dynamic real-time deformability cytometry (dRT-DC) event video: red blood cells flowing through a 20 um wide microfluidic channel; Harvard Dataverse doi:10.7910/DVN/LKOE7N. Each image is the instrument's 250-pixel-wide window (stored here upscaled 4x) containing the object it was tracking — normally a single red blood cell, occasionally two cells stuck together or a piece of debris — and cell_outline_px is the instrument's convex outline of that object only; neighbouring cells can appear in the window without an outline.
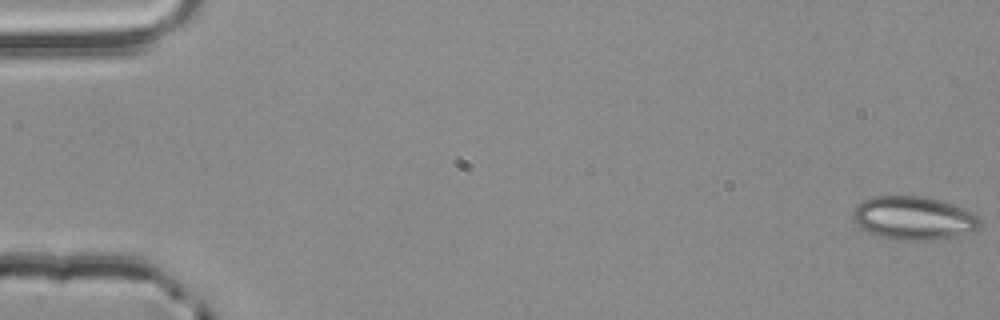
{"species": "common noctule bat (a hibernating species)", "species_latin": "Nyctalus noctula", "temperature_condition": "room temperature", "stored_images_in_passage": 55, "camera_frame_rate_fps": 3000, "um_per_image_px": 0.085, "animal": {"sex": "male", "body_mass_g": 20.4}, "frame": {"image": 1, "passage_image": 1, "time_ms": 0.0, "image_size_px": [1000, 320], "cell_outline_px": [[980, 228], [972, 232], [956, 236], [936, 240], [904, 240], [884, 236], [872, 232], [856, 224], [852, 216], [852, 208], [864, 200], [876, 196], [924, 196], [940, 200], [964, 208], [972, 212], [980, 220]], "centroid_in_image_um": [77.7, 18.52], "position_along_channel_um": 7.3, "area_um2": 31.91}}
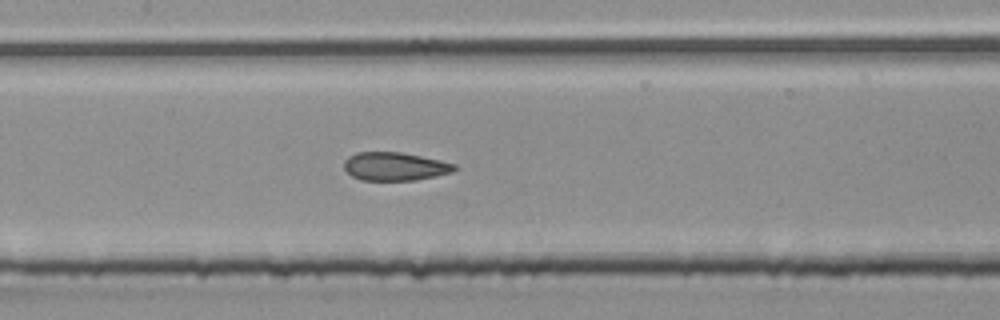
{"frame": {"image": 2, "passage_image": 27, "time_ms": 8.667, "image_size_px": [1000, 320], "cell_outline_px": [[456, 168], [452, 172], [436, 176], [416, 180], [360, 180], [352, 176], [344, 168], [344, 160], [348, 156], [356, 152], [400, 152], [440, 160], [456, 164]], "centroid_in_image_um": [33.54, 14.14], "position_along_channel_um": 173.9, "area_um2": 18.21}}
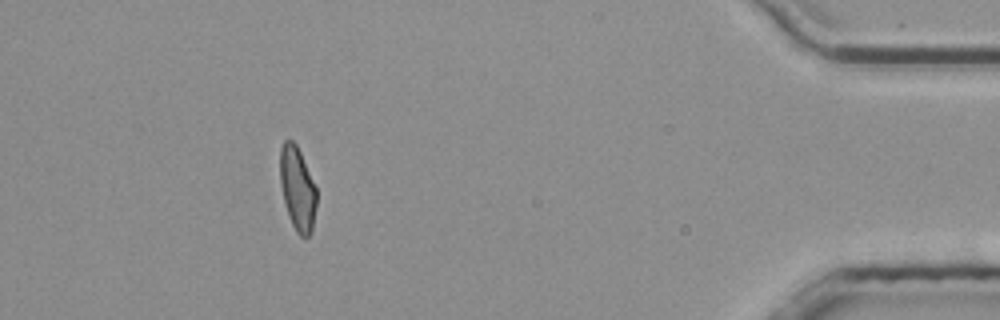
{"frame": {"image": 3, "passage_image": 50, "time_ms": 16.333, "image_size_px": [1000, 320], "cell_outline_px": [[316, 204], [312, 232], [308, 236], [300, 236], [296, 232], [288, 216], [280, 184], [280, 148], [284, 140], [292, 140], [296, 144], [300, 152], [316, 188]], "centroid_in_image_um": [25.27, 16.04], "position_along_channel_um": 409.9, "area_um2": 17.69}, "authors_computed_cell_mechanics": {"area_um2": 19.074, "velocity_mm_per_s": 3.8579, "shape_relaxation_time_tau1_ms": null, "shape_relaxation_time_tau2_ms": 1.3305, "deformation_change_tau1": null, "deformation_change_tau2": 0.0913}}